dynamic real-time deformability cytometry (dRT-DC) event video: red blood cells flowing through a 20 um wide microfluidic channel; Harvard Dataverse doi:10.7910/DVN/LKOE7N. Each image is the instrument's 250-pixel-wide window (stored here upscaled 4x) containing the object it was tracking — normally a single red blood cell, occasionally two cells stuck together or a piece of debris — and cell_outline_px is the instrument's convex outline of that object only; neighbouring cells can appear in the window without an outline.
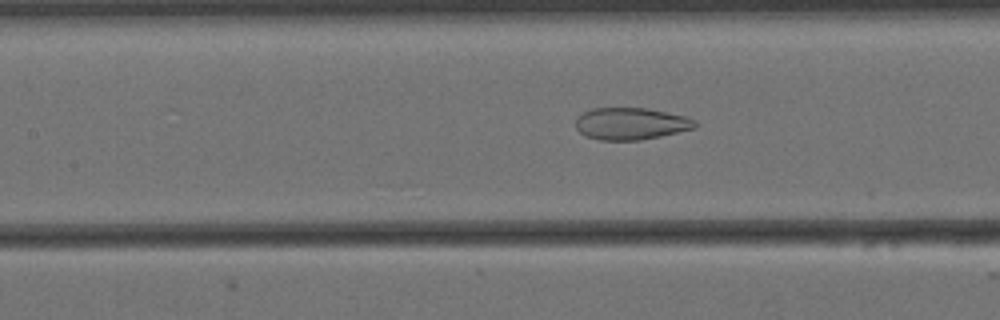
{"species": "Egyptian fruit bat (a non-hibernating species)", "species_latin": "Rousettus aegyptiacus", "temperature_condition": "cold", "stored_images_in_passage": 51, "camera_frame_rate_fps": 3000, "um_per_image_px": 0.085, "animal": {"sex": "female"}, "frame": {"image": 1, "passage_image": 18, "time_ms": 5.667, "image_size_px": [1000, 320], "cell_outline_px": [[696, 128], [660, 136], [640, 140], [600, 140], [584, 136], [576, 128], [576, 116], [592, 108], [648, 108], [684, 116], [696, 120]], "centroid_in_image_um": [53.6, 10.51], "position_along_channel_um": 153.8, "area_um2": 22.31}}
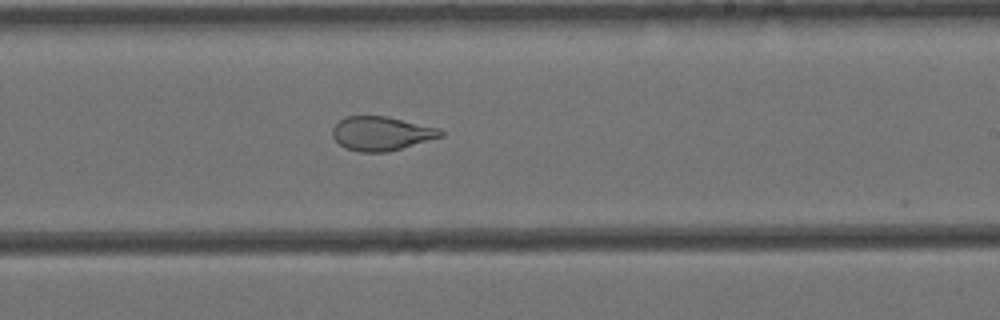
{"frame": {"image": 2, "passage_image": 27, "time_ms": 8.667, "image_size_px": [1000, 320], "cell_outline_px": [[444, 136], [388, 152], [360, 152], [344, 148], [332, 136], [332, 128], [344, 116], [388, 116], [440, 128], [444, 132]], "centroid_in_image_um": [32.43, 11.34], "position_along_channel_um": 256.6, "area_um2": 21.62}}
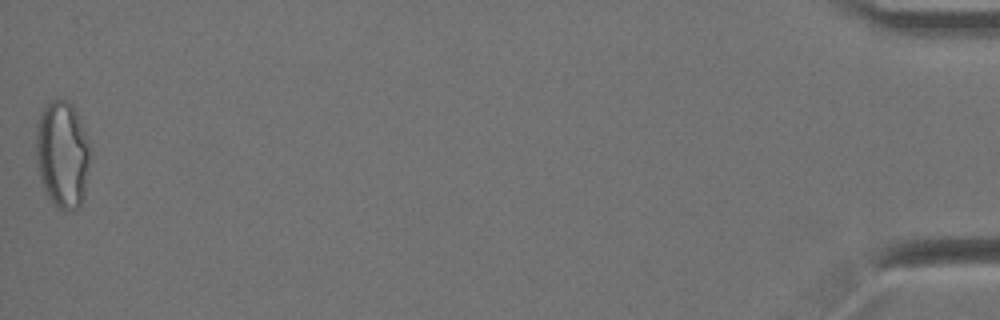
{"frame": {"image": 3, "passage_image": 51, "time_ms": 16.667, "image_size_px": [1000, 320], "cell_outline_px": [[92, 156], [84, 196], [76, 212], [68, 212], [60, 208], [44, 192], [40, 176], [36, 156], [36, 128], [40, 112], [52, 100], [64, 100], [72, 104], [76, 112], [88, 140]], "centroid_in_image_um": [5.33, 13.16], "position_along_channel_um": 429.9, "area_um2": 34.04}, "authors_computed_cell_mechanics": {"area_um2": 25.2008, "velocity_mm_per_s": 3.4504, "shape_relaxation_time_tau1_ms": null, "shape_relaxation_time_tau2_ms": 1.4007, "deformation_change_tau1": null, "deformation_change_tau2": 0.0835}}